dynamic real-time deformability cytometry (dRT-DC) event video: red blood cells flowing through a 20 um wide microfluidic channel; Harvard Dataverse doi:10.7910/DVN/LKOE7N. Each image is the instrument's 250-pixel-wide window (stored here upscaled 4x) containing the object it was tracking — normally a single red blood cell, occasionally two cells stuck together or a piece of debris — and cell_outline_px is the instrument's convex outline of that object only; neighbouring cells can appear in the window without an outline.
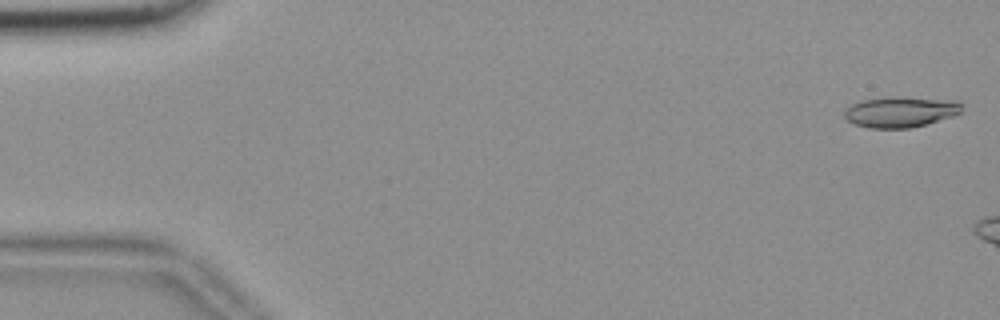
{"species": "common noctule bat (a hibernating species)", "species_latin": "Nyctalus noctula", "temperature_condition": "room temperature", "stored_images_in_passage": 8, "camera_frame_rate_fps": 3000, "um_per_image_px": 0.085, "animal": {"sex": "female", "body_mass_g": 18.4}, "frame": {"image": 1, "passage_image": 2, "time_ms": 0.333, "image_size_px": [1000, 320], "cell_outline_px": [[964, 104], [960, 112], [952, 116], [924, 124], [908, 128], [868, 128], [856, 124], [848, 120], [844, 116], [844, 108], [860, 100], [892, 96], [900, 96], [956, 100]], "centroid_in_image_um": [76.53, 9.48], "position_along_channel_um": 8.5, "area_um2": 21.15}}